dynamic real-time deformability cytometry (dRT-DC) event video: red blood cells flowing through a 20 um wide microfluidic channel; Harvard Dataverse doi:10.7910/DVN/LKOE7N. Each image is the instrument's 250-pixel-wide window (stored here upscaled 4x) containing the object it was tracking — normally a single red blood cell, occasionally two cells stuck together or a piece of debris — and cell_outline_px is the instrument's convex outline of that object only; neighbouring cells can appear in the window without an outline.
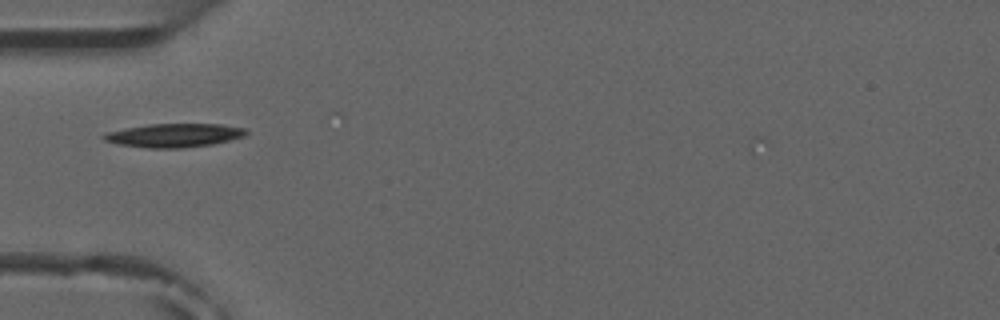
{"species": "common noctule bat (a hibernating species)", "species_latin": "Nyctalus noctula", "temperature_condition": "room temperature", "stored_images_in_passage": 8, "camera_frame_rate_fps": 3000, "um_per_image_px": 0.085, "animal": {"sex": "male", "forearm_length_mm": 52.5}, "frame": {"image": 1, "passage_image": 5, "time_ms": 5.667, "image_size_px": [1000, 320], "cell_outline_px": [[248, 132], [244, 136], [212, 144], [184, 148], [148, 148], [116, 144], [104, 140], [100, 136], [104, 132], [124, 128], [148, 124], [220, 124], [248, 128]], "centroid_in_image_um": [14.76, 11.5], "position_along_channel_um": 70.2, "area_um2": 19.83}}
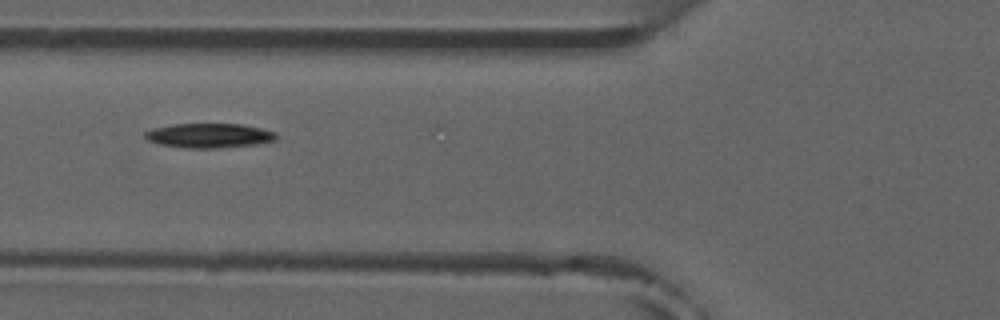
{"frame": {"image": 2, "passage_image": 6, "time_ms": 6.667, "image_size_px": [1000, 320], "cell_outline_px": [[280, 136], [276, 140], [256, 144], [216, 148], [184, 148], [160, 144], [148, 140], [144, 136], [144, 132], [152, 128], [172, 124], [240, 124], [260, 128], [276, 132]], "centroid_in_image_um": [17.78, 11.52], "position_along_channel_um": 108.0, "area_um2": 18.79}}
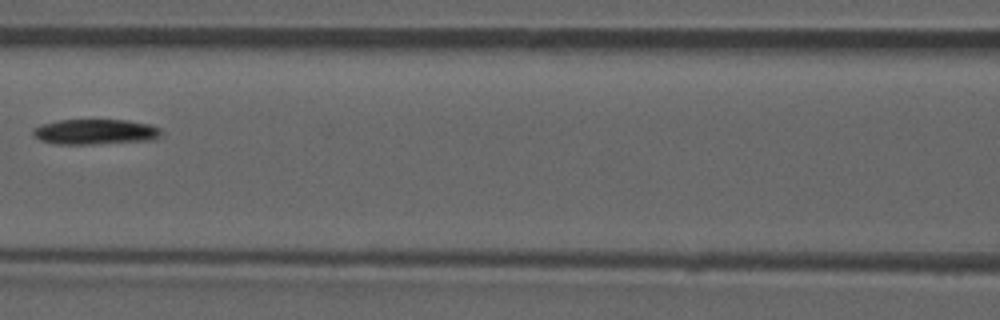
{"frame": {"image": 3, "passage_image": 7, "time_ms": 8.0, "image_size_px": [1000, 320], "cell_outline_px": [[160, 136], [152, 140], [92, 144], [56, 144], [40, 140], [32, 136], [32, 128], [40, 124], [60, 120], [128, 120], [148, 124], [160, 128]], "centroid_in_image_um": [8.03, 11.2], "position_along_channel_um": 158.6, "area_um2": 18.96}}